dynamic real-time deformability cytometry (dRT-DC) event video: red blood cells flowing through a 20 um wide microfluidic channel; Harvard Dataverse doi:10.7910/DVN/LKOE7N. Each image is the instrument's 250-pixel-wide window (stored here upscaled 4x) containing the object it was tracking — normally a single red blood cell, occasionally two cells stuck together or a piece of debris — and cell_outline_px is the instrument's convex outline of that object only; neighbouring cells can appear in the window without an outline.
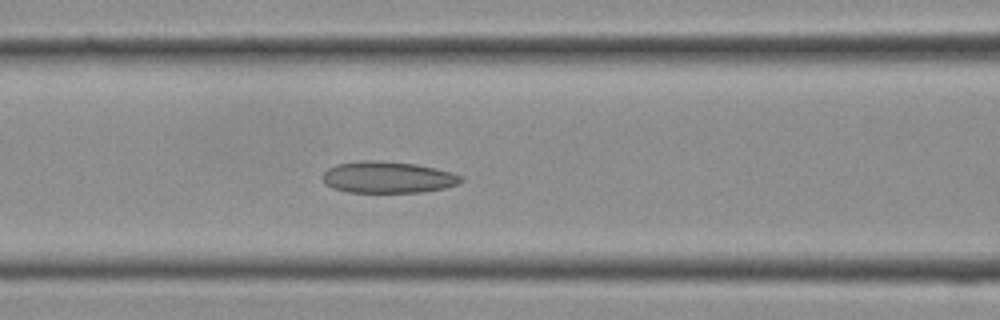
{"species": "Egyptian fruit bat (a non-hibernating species)", "species_latin": "Rousettus aegyptiacus", "temperature_condition": "cold", "stored_images_in_passage": 13, "camera_frame_rate_fps": 3000, "um_per_image_px": 0.085, "frame": {"image": 1, "passage_image": 11, "time_ms": 3.333, "image_size_px": [1000, 320], "cell_outline_px": [[464, 180], [456, 184], [444, 188], [424, 192], [348, 192], [332, 188], [324, 184], [324, 172], [328, 168], [336, 164], [360, 160], [376, 160], [416, 164], [436, 168], [452, 172], [464, 176]], "centroid_in_image_um": [32.97, 15.06], "position_along_channel_um": 133.6, "area_um2": 25.61}}
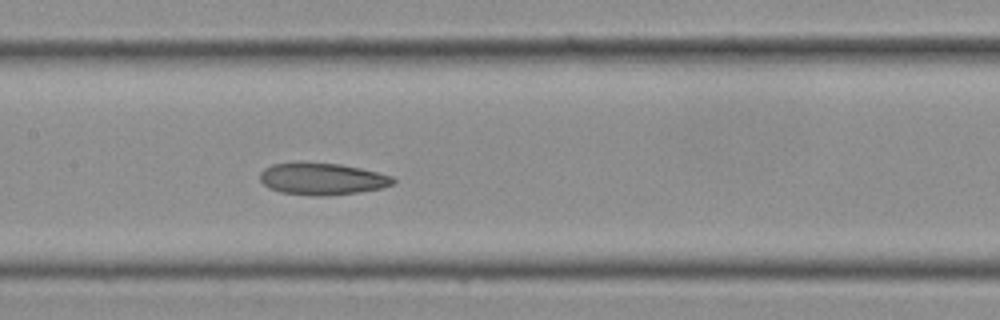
{"frame": {"image": 2, "passage_image": 13, "time_ms": 4.0, "image_size_px": [1000, 320], "cell_outline_px": [[396, 180], [392, 184], [380, 188], [360, 192], [328, 196], [316, 196], [280, 192], [268, 188], [260, 180], [260, 172], [264, 168], [272, 164], [296, 160], [340, 164], [360, 168], [392, 176]], "centroid_in_image_um": [27.32, 15.18], "position_along_channel_um": 180.1, "area_um2": 25.26}}